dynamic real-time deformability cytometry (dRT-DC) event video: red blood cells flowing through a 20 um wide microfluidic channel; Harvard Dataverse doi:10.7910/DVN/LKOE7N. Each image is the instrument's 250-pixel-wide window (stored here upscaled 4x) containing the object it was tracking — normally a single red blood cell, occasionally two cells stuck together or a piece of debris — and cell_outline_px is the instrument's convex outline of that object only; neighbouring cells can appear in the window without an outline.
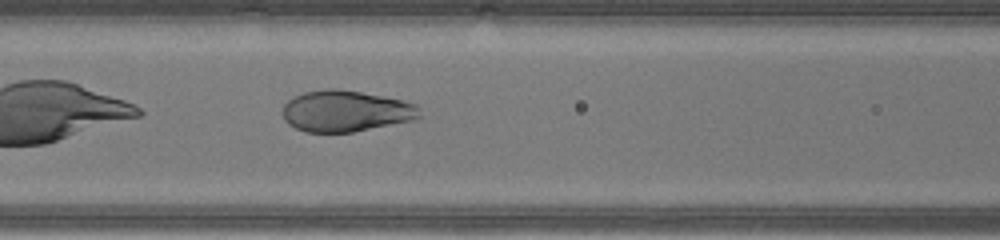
{"species": "human", "species_latin": "Homo sapiens", "temperature_condition": "warm", "stored_images_in_passage": 30, "camera_frame_rate_fps": 3000, "um_per_image_px": 0.085, "donor": {"sex": "male"}, "frame": {"image": 1, "passage_image": 6, "time_ms": 1.667, "image_size_px": [1000, 240], "cell_outline_px": [[420, 116], [416, 120], [352, 132], [304, 132], [288, 124], [284, 120], [280, 112], [284, 104], [292, 96], [304, 92], [324, 88], [336, 88], [360, 92], [404, 100], [416, 104], [420, 108]], "centroid_in_image_um": [29.36, 9.44], "position_along_channel_um": 137.2, "area_um2": 33.41}}
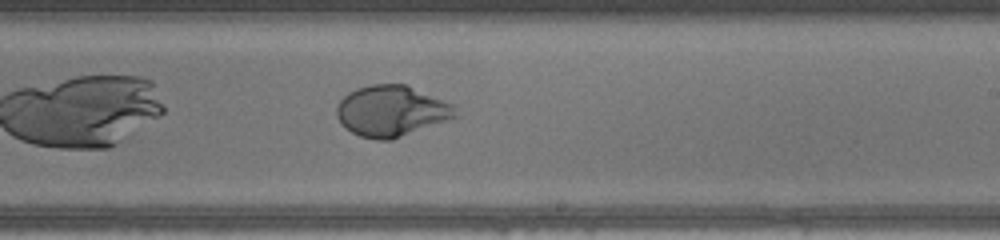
{"frame": {"image": 2, "passage_image": 14, "time_ms": 4.333, "image_size_px": [1000, 240], "cell_outline_px": [[456, 116], [392, 140], [376, 140], [360, 136], [344, 128], [340, 124], [336, 116], [336, 104], [348, 92], [356, 88], [372, 84], [404, 84], [456, 104]], "centroid_in_image_um": [33.23, 9.43], "position_along_channel_um": 255.8, "area_um2": 35.32}}
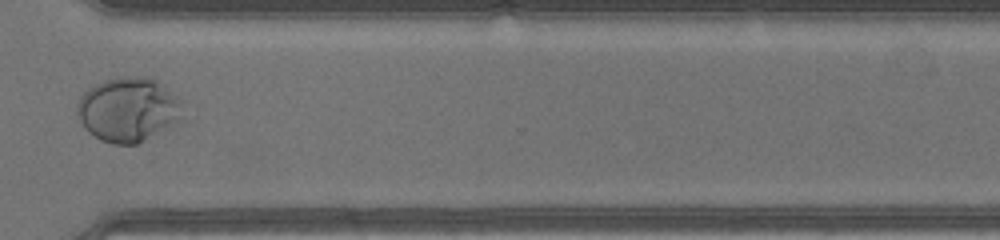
{"frame": {"image": 3, "passage_image": 21, "time_ms": 6.667, "image_size_px": [1000, 240], "cell_outline_px": [[180, 104], [172, 120], [136, 144], [112, 144], [100, 140], [88, 132], [80, 120], [76, 112], [76, 104], [80, 96], [88, 88], [104, 80], [120, 76], [144, 76], [156, 80], [176, 96]], "centroid_in_image_um": [10.72, 9.26], "position_along_channel_um": 359.9, "area_um2": 38.03}, "authors_computed_cell_mechanics": {"area_um2": 35.9805, "velocity_mm_per_s": 4.4671, "shape_relaxation_time_tau1_ms": 6.6695, "shape_relaxation_time_tau2_ms": null, "deformation_change_tau1": 0.3656, "deformation_change_tau2": null}}